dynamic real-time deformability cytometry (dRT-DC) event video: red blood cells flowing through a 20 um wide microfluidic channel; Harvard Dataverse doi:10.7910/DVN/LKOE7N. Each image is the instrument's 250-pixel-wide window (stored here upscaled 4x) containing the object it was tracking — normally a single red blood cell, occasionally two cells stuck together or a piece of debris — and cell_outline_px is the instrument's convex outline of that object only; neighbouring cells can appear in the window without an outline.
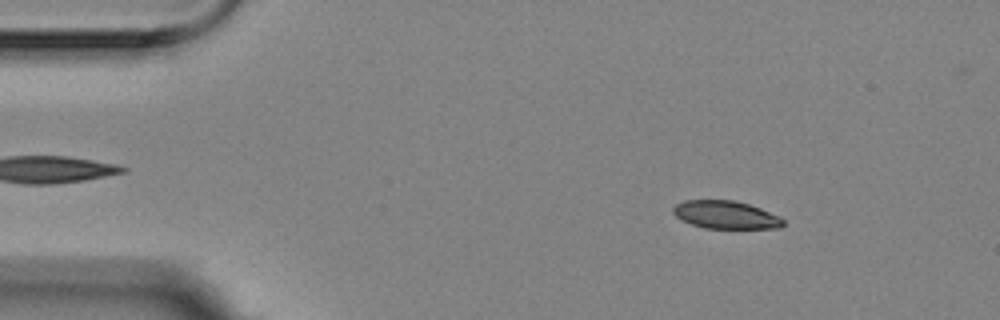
{"species": "Egyptian fruit bat (a non-hibernating species)", "species_latin": "Rousettus aegyptiacus", "temperature_condition": "room temperature", "stored_images_in_passage": 31, "camera_frame_rate_fps": 3000, "um_per_image_px": 0.085, "animal": {"sex": "female"}, "frame": {"image": 1, "passage_image": 2, "time_ms": 0.333, "image_size_px": [1000, 320], "cell_outline_px": [[784, 224], [780, 228], [704, 228], [692, 224], [676, 216], [672, 212], [672, 208], [676, 204], [684, 200], [736, 200], [760, 208], [780, 216], [784, 220]], "centroid_in_image_um": [61.7, 18.25], "position_along_channel_um": 23.3, "area_um2": 17.86}}
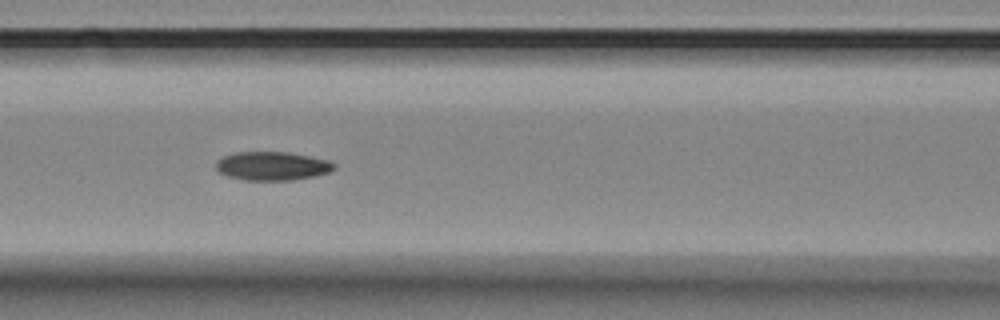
{"frame": {"image": 2, "passage_image": 18, "time_ms": 5.667, "image_size_px": [1000, 320], "cell_outline_px": [[336, 168], [328, 172], [316, 176], [292, 180], [244, 180], [228, 176], [220, 172], [216, 168], [216, 160], [232, 152], [288, 152], [328, 160], [336, 164]], "centroid_in_image_um": [23.14, 14.11], "position_along_channel_um": 143.5, "area_um2": 19.77}}
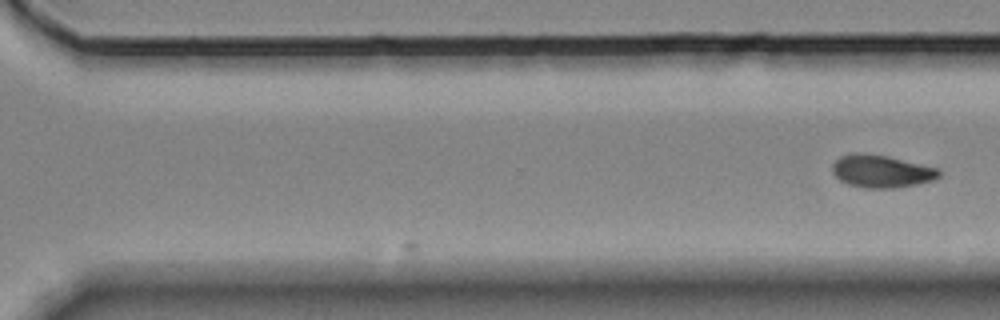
{"frame": {"image": 3, "passage_image": 31, "time_ms": 10.0, "image_size_px": [1000, 320], "cell_outline_px": [[940, 176], [936, 180], [896, 188], [864, 188], [848, 184], [840, 180], [832, 172], [832, 164], [840, 156], [856, 152], [888, 156], [940, 168]], "centroid_in_image_um": [74.94, 14.56], "position_along_channel_um": 295.7, "area_um2": 20.46}}